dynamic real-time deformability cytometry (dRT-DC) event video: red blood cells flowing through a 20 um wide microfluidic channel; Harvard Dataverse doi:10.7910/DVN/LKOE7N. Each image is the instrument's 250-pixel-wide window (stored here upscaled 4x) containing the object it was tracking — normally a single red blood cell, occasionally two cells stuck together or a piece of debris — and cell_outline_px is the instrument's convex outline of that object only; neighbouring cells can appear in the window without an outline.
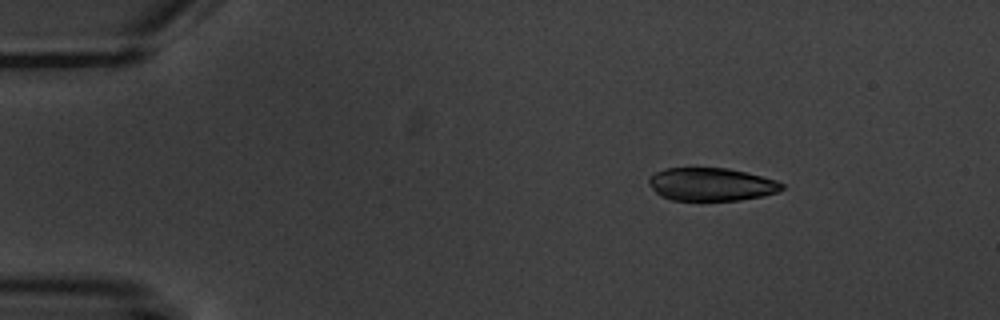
{"species": "common noctule bat (a hibernating species)", "species_latin": "Nyctalus noctula", "temperature_condition": "warm", "stored_images_in_passage": 4, "camera_frame_rate_fps": 3000, "um_per_image_px": 0.085, "animal": {"sex": "male", "body_mass_g": 20.1, "forearm_length_mm": 53.5}, "frame": {"image": 1, "passage_image": 1, "time_ms": 0.0, "image_size_px": [1000, 320], "cell_outline_px": [[784, 188], [776, 192], [764, 196], [740, 200], [672, 200], [660, 196], [652, 188], [648, 180], [656, 172], [664, 168], [728, 168], [776, 180], [784, 184]], "centroid_in_image_um": [60.46, 15.67], "position_along_channel_um": 24.5, "area_um2": 25.43}}